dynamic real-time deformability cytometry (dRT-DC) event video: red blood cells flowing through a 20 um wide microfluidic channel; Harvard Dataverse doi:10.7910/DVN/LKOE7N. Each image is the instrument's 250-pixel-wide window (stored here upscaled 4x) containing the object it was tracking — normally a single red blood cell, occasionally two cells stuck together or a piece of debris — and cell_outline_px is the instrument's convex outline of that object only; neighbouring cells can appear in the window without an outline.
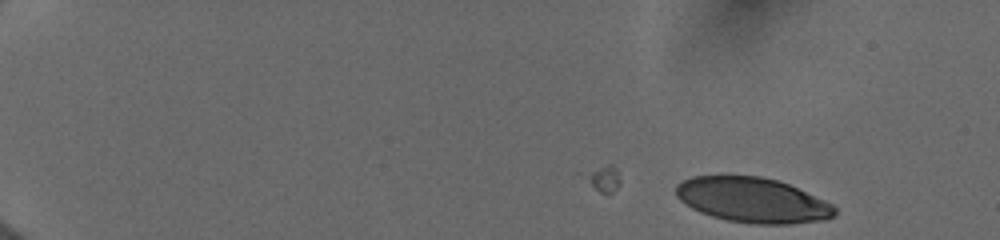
{"species": "human", "species_latin": "Homo sapiens", "temperature_condition": "cold", "stored_images_in_passage": 8, "camera_frame_rate_fps": 3000, "um_per_image_px": 0.085, "donor": {"sex": "female"}, "frame": {"image": 1, "passage_image": 8, "time_ms": 2.333, "image_size_px": [1000, 240], "cell_outline_px": [[836, 216], [828, 220], [788, 224], [752, 224], [728, 220], [712, 216], [700, 212], [692, 208], [680, 200], [676, 196], [676, 184], [692, 176], [760, 176], [776, 180], [788, 184], [824, 200], [832, 204], [836, 208]], "centroid_in_image_um": [63.99, 17.02], "position_along_channel_um": 21.0, "area_um2": 41.62}}